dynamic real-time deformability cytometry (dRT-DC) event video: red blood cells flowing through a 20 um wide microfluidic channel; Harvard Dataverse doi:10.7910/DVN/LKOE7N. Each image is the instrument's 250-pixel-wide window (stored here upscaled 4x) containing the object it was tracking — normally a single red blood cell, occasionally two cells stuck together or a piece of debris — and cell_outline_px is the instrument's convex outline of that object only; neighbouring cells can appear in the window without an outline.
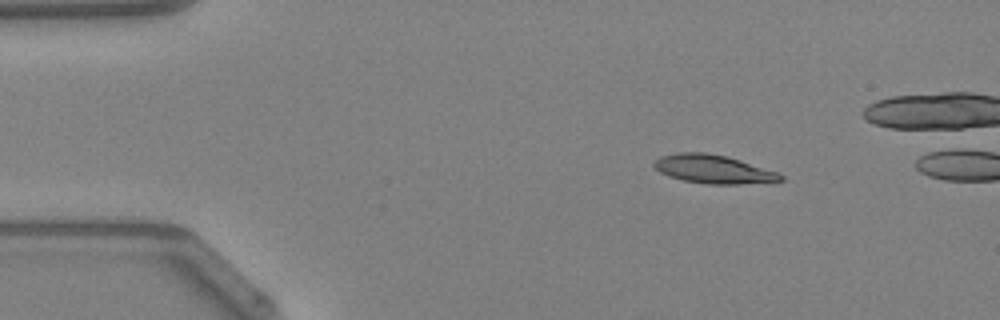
{"species": "Egyptian fruit bat (a non-hibernating species)", "species_latin": "Rousettus aegyptiacus", "temperature_condition": "warm", "stored_images_in_passage": 13, "camera_frame_rate_fps": 3000, "um_per_image_px": 0.085, "animal": {"sex": "female"}, "frame": {"image": 1, "passage_image": 6, "time_ms": 1.667, "image_size_px": [1000, 320], "cell_outline_px": [[784, 180], [736, 184], [708, 184], [684, 180], [668, 176], [660, 172], [652, 164], [660, 156], [680, 152], [704, 152], [728, 156], [780, 172], [784, 176]], "centroid_in_image_um": [60.65, 14.37], "position_along_channel_um": 24.3, "area_um2": 21.04}}